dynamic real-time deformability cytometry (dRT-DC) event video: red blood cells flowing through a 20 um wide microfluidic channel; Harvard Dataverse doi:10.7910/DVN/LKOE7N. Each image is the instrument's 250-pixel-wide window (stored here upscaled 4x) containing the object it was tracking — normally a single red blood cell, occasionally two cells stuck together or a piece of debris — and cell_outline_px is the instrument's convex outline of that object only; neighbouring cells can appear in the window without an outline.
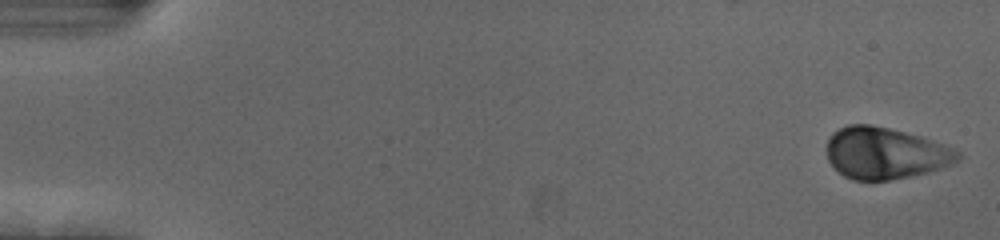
{"species": "human", "species_latin": "Homo sapiens", "temperature_condition": "cold", "stored_images_in_passage": 54, "camera_frame_rate_fps": 3000, "um_per_image_px": 0.085, "donor": {"sex": "female"}, "frame": {"image": 1, "passage_image": 1, "time_ms": 0.0, "image_size_px": [1000, 240], "cell_outline_px": [[960, 160], [940, 168], [928, 172], [912, 176], [888, 180], [852, 180], [844, 176], [828, 160], [828, 136], [832, 132], [848, 124], [872, 124], [924, 136], [952, 148], [960, 152]], "centroid_in_image_um": [75.25, 13.0], "position_along_channel_um": 9.7, "area_um2": 39.54}}
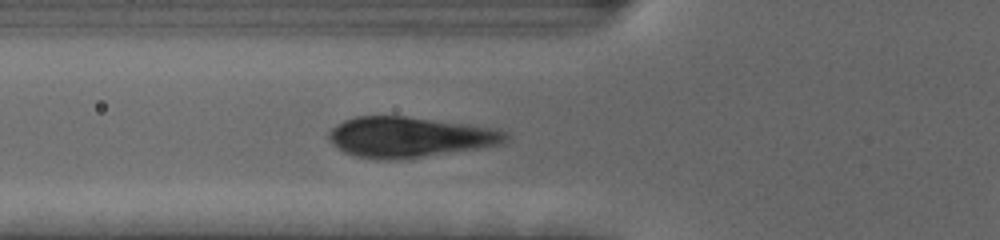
{"frame": {"image": 2, "passage_image": 20, "time_ms": 6.333, "image_size_px": [1000, 240], "cell_outline_px": [[508, 140], [504, 144], [400, 160], [376, 160], [356, 156], [344, 152], [332, 144], [328, 136], [328, 132], [332, 128], [344, 120], [356, 116], [404, 116], [496, 128], [508, 132]], "centroid_in_image_um": [34.81, 11.66], "position_along_channel_um": 91.0, "area_um2": 41.79}}
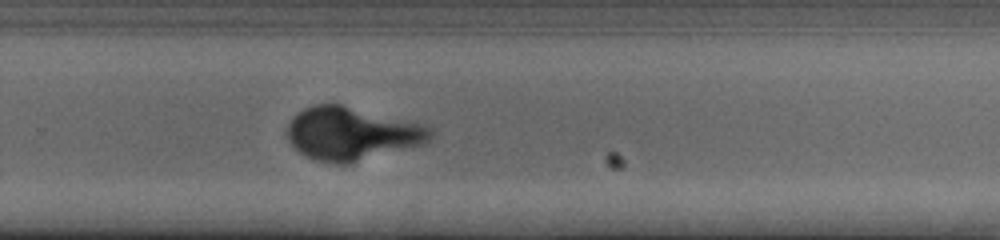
{"frame": {"image": 3, "passage_image": 37, "time_ms": 12.0, "image_size_px": [1000, 240], "cell_outline_px": [[432, 136], [428, 144], [348, 164], [332, 164], [316, 160], [300, 152], [288, 140], [288, 124], [292, 116], [296, 112], [304, 108], [316, 104], [340, 104], [432, 128]], "centroid_in_image_um": [29.88, 11.38], "position_along_channel_um": 299.9, "area_um2": 43.99}}